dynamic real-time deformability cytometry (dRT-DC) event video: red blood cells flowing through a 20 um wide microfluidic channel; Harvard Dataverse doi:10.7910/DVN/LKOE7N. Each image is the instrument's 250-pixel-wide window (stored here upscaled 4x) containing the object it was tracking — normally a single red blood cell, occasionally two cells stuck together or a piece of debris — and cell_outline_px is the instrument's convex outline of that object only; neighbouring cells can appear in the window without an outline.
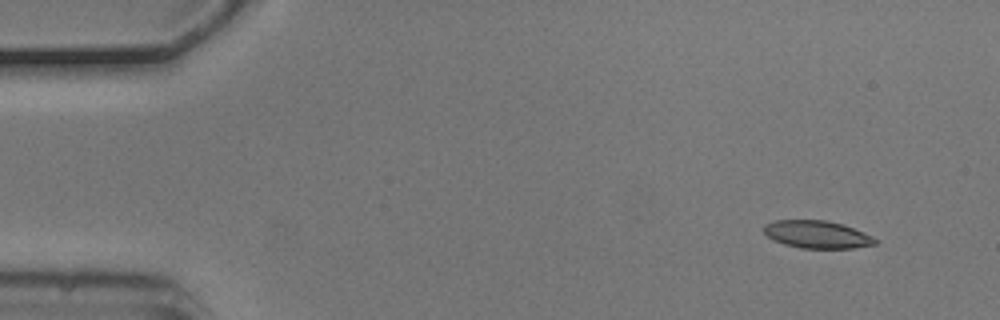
{"species": "common noctule bat (a hibernating species)", "species_latin": "Nyctalus noctula", "temperature_condition": "cold", "stored_images_in_passage": 7, "camera_frame_rate_fps": 3000, "um_per_image_px": 0.085, "animal": {"sex": "male", "body_mass_g": 20.5, "forearm_length_mm": 52.5}, "frame": {"image": 1, "passage_image": 1, "time_ms": 0.0, "image_size_px": [1000, 320], "cell_outline_px": [[880, 240], [876, 244], [852, 248], [800, 248], [784, 244], [772, 240], [764, 232], [764, 224], [776, 220], [828, 220], [844, 224], [864, 232]], "centroid_in_image_um": [69.47, 19.92], "position_along_channel_um": 15.5, "area_um2": 18.09}}